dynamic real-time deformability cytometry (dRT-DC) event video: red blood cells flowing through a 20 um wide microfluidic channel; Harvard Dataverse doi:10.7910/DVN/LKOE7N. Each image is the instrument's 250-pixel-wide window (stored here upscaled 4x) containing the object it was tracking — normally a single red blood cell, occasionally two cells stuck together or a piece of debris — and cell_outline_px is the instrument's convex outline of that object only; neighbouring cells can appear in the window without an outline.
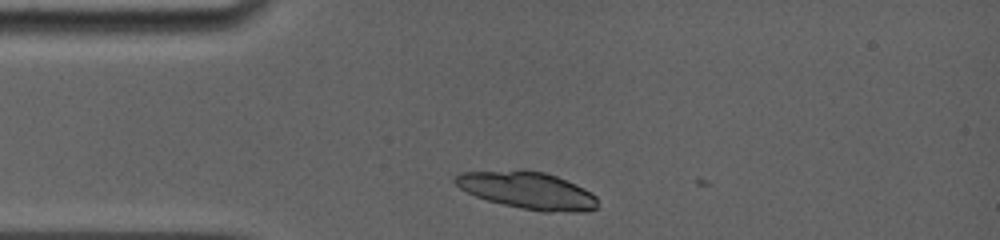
{"species": "common noctule bat (a hibernating species)", "species_latin": "Nyctalus noctula", "temperature_condition": "room temperature", "stored_images_in_passage": 3, "camera_frame_rate_fps": 5000, "um_per_image_px": 0.085, "animal": {"sex": "female", "body_mass_g": 19.0, "forearm_length_mm": 56.7}, "frame": {"image": 1, "passage_image": 2, "time_ms": 0.6, "image_size_px": [1000, 240], "cell_outline_px": [[596, 208], [588, 212], [544, 212], [520, 208], [488, 200], [476, 196], [460, 188], [452, 180], [460, 172], [520, 168], [544, 172], [556, 176], [584, 188], [596, 196]], "centroid_in_image_um": [44.82, 16.16], "position_along_channel_um": 40.2, "area_um2": 31.21}}